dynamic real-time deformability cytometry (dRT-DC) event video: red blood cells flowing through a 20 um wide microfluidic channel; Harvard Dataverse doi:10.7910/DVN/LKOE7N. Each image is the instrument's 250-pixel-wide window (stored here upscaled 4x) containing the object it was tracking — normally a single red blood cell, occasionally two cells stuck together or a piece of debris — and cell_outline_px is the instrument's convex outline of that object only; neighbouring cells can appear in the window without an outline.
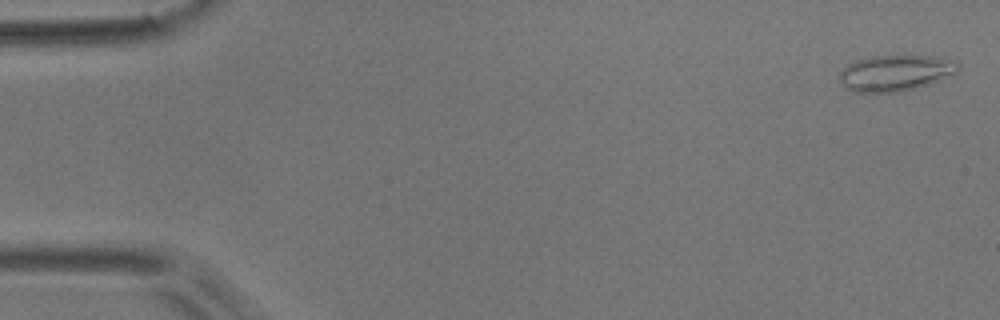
{"species": "common noctule bat (a hibernating species)", "species_latin": "Nyctalus noctula", "temperature_condition": "room temperature", "stored_images_in_passage": 40, "camera_frame_rate_fps": 3000, "um_per_image_px": 0.085, "animal": {"sex": "male", "body_mass_g": 17.9}, "frame": {"image": 1, "passage_image": 2, "time_ms": 0.333, "image_size_px": [1000, 320], "cell_outline_px": [[960, 68], [956, 72], [928, 84], [896, 92], [856, 92], [844, 88], [840, 80], [840, 68], [856, 60], [872, 56], [936, 56], [956, 60], [960, 64]], "centroid_in_image_um": [76.08, 6.18], "position_along_channel_um": 8.9, "area_um2": 24.8}}
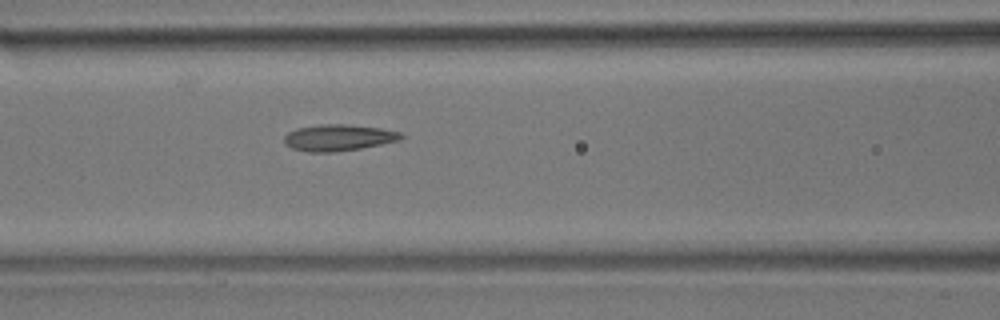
{"frame": {"image": 2, "passage_image": 23, "time_ms": 7.333, "image_size_px": [1000, 320], "cell_outline_px": [[404, 136], [400, 140], [360, 148], [332, 152], [308, 152], [292, 148], [284, 144], [284, 136], [288, 132], [296, 128], [320, 124], [348, 124], [380, 128], [400, 132]], "centroid_in_image_um": [28.73, 11.69], "position_along_channel_um": 137.9, "area_um2": 17.98}}
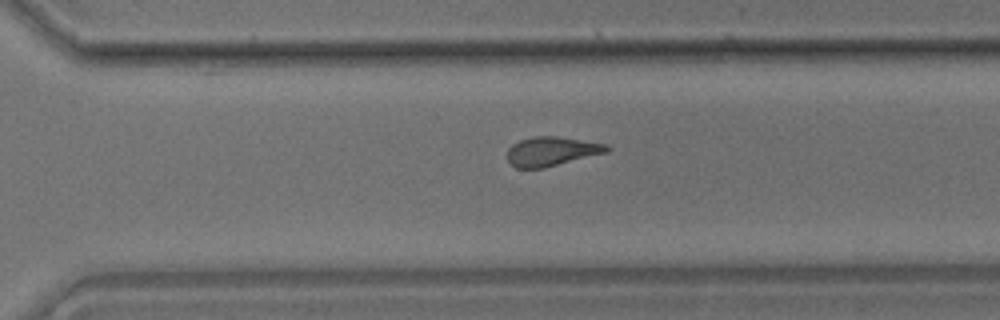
{"frame": {"image": 3, "passage_image": 38, "time_ms": 12.333, "image_size_px": [1000, 320], "cell_outline_px": [[612, 148], [608, 152], [544, 168], [516, 168], [508, 160], [508, 148], [512, 144], [520, 140], [532, 136], [556, 136], [608, 144]], "centroid_in_image_um": [46.91, 12.86], "position_along_channel_um": 323.7, "area_um2": 16.99}}